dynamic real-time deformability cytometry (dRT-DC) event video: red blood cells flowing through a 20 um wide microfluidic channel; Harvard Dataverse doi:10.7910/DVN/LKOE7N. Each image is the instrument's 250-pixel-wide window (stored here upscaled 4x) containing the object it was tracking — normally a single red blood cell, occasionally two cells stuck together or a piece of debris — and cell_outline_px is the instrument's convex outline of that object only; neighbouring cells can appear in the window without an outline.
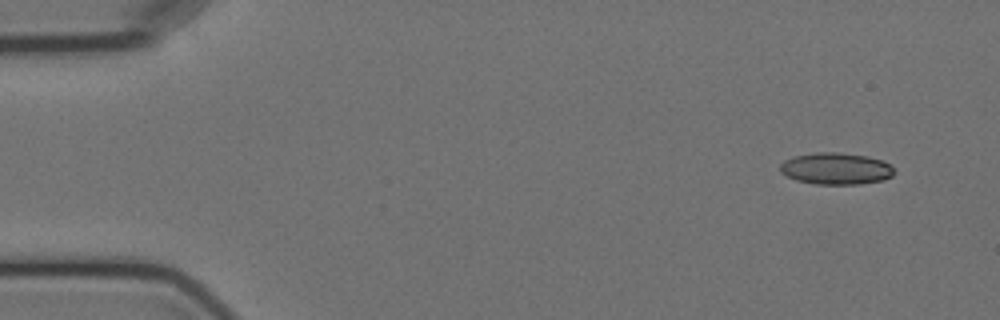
{"species": "Egyptian fruit bat (a non-hibernating species)", "species_latin": "Rousettus aegyptiacus", "temperature_condition": "cold", "stored_images_in_passage": 7, "camera_frame_rate_fps": 3000, "um_per_image_px": 0.085, "animal": {"sex": "female"}, "frame": {"image": 1, "passage_image": 1, "time_ms": 0.0, "image_size_px": [1000, 320], "cell_outline_px": [[896, 172], [892, 176], [884, 180], [860, 184], [816, 184], [796, 180], [780, 172], [780, 164], [784, 160], [792, 156], [816, 152], [840, 152], [868, 156], [884, 160]], "centroid_in_image_um": [71.06, 14.32], "position_along_channel_um": 13.9, "area_um2": 21.33}}
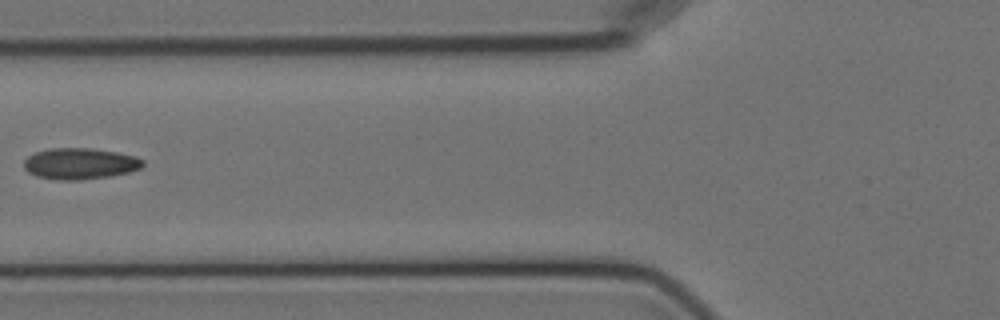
{"frame": {"image": 2, "passage_image": 6, "time_ms": 6.0, "image_size_px": [1000, 320], "cell_outline_px": [[144, 164], [140, 168], [128, 172], [108, 176], [80, 180], [60, 180], [36, 176], [28, 172], [24, 168], [24, 160], [28, 156], [36, 152], [52, 148], [88, 148], [116, 152], [136, 156], [144, 160]], "centroid_in_image_um": [6.79, 13.91], "position_along_channel_um": 119.0, "area_um2": 21.5}}
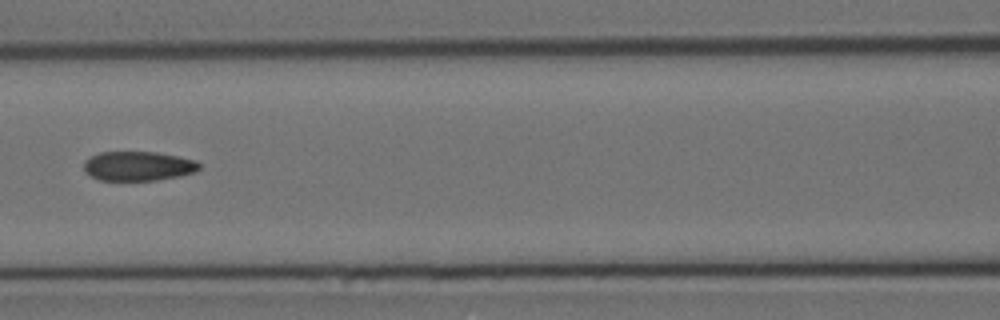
{"frame": {"image": 3, "passage_image": 7, "time_ms": 7.0, "image_size_px": [1000, 320], "cell_outline_px": [[200, 168], [196, 172], [180, 176], [156, 180], [100, 180], [84, 172], [84, 160], [100, 152], [156, 152], [196, 160], [200, 164]], "centroid_in_image_um": [11.75, 14.11], "position_along_channel_um": 154.8, "area_um2": 19.77}}